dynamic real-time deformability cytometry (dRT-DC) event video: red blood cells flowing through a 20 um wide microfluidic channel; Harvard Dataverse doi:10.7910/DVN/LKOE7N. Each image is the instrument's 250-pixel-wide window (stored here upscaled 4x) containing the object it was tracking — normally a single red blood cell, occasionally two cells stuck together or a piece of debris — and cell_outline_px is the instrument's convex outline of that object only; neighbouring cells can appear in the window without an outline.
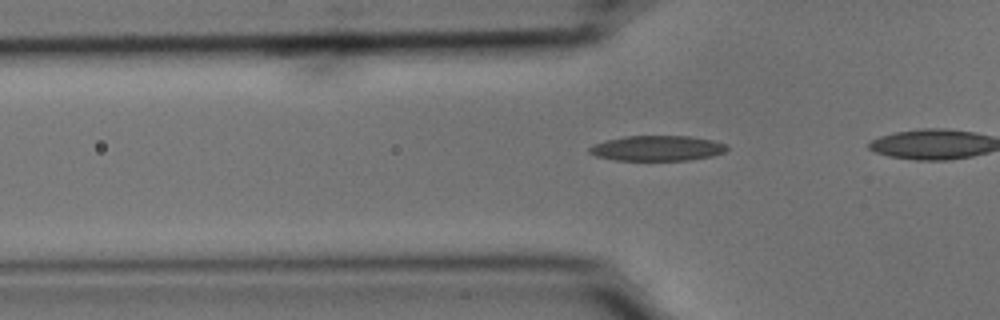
{"species": "common noctule bat (a hibernating species)", "species_latin": "Nyctalus noctula", "temperature_condition": "cold", "stored_images_in_passage": 30, "camera_frame_rate_fps": 3000, "um_per_image_px": 0.085, "animal": {"sex": "male", "body_mass_g": 15.6}, "frame": {"image": 1, "passage_image": 5, "time_ms": 1.333, "image_size_px": [1000, 320], "cell_outline_px": [[728, 148], [724, 152], [712, 156], [688, 160], [616, 160], [596, 156], [588, 152], [588, 148], [592, 144], [604, 140], [624, 136], [688, 136], [712, 140], [728, 144]], "centroid_in_image_um": [55.83, 12.59], "position_along_channel_um": 70.0, "area_um2": 20.35}}
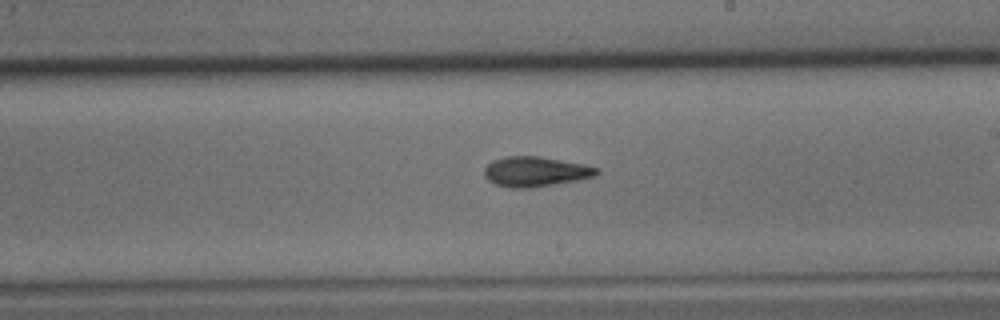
{"frame": {"image": 2, "passage_image": 19, "time_ms": 6.0, "image_size_px": [1000, 320], "cell_outline_px": [[600, 172], [596, 176], [576, 180], [532, 188], [508, 188], [496, 184], [488, 180], [484, 176], [484, 168], [492, 160], [504, 156], [540, 156], [584, 164], [600, 168]], "centroid_in_image_um": [45.51, 14.58], "position_along_channel_um": 243.5, "area_um2": 19.83}}
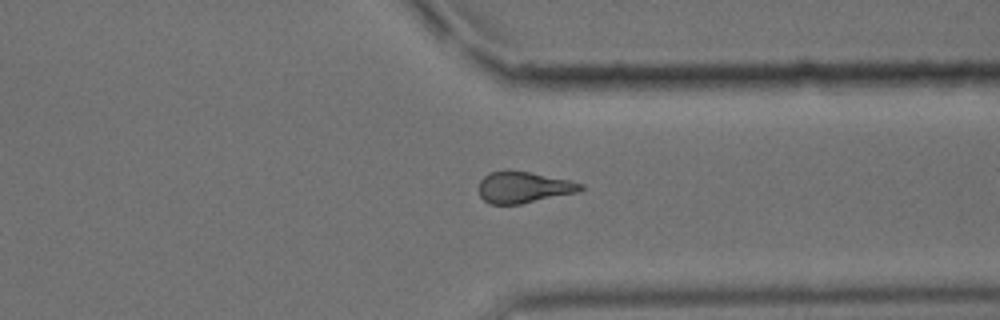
{"frame": {"image": 3, "passage_image": 29, "time_ms": 9.333, "image_size_px": [1000, 320], "cell_outline_px": [[584, 188], [580, 192], [520, 204], [488, 204], [480, 196], [480, 180], [488, 172], [508, 168], [568, 180], [584, 184]], "centroid_in_image_um": [44.49, 15.9], "position_along_channel_um": 366.9, "area_um2": 18.84}}